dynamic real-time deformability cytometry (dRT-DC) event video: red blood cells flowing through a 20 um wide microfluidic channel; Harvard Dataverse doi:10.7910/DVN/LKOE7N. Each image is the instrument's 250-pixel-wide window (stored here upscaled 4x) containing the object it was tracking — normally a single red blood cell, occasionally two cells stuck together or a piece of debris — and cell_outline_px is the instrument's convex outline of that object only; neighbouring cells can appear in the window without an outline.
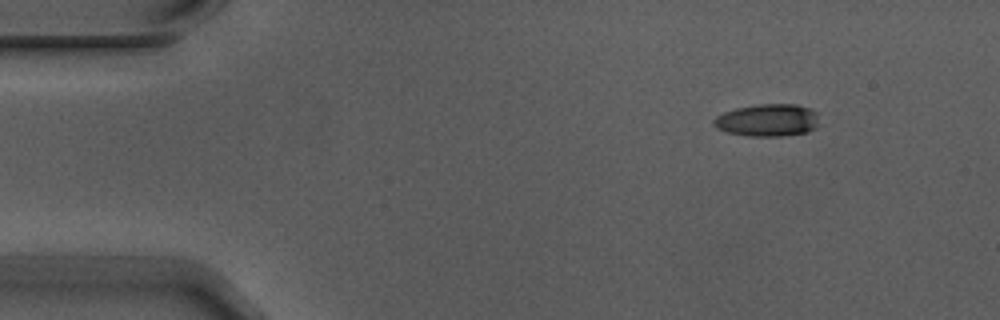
{"species": "Egyptian fruit bat (a non-hibernating species)", "species_latin": "Rousettus aegyptiacus", "temperature_condition": "warm", "stored_images_in_passage": 4, "segment_of_instrument_passage": [1, 2], "camera_frame_rate_fps": 3000, "um_per_image_px": 0.085, "animal": {"sex": "male"}, "frame": {"image": 1, "passage_image": 1, "time_ms": 0.0, "image_size_px": [1000, 320], "cell_outline_px": [[820, 112], [816, 128], [808, 132], [780, 136], [752, 136], [728, 132], [716, 128], [712, 124], [712, 120], [716, 116], [724, 112], [736, 108], [760, 104], [796, 104], [812, 108]], "centroid_in_image_um": [65.29, 10.2], "position_along_channel_um": 19.7, "area_um2": 20.17}}